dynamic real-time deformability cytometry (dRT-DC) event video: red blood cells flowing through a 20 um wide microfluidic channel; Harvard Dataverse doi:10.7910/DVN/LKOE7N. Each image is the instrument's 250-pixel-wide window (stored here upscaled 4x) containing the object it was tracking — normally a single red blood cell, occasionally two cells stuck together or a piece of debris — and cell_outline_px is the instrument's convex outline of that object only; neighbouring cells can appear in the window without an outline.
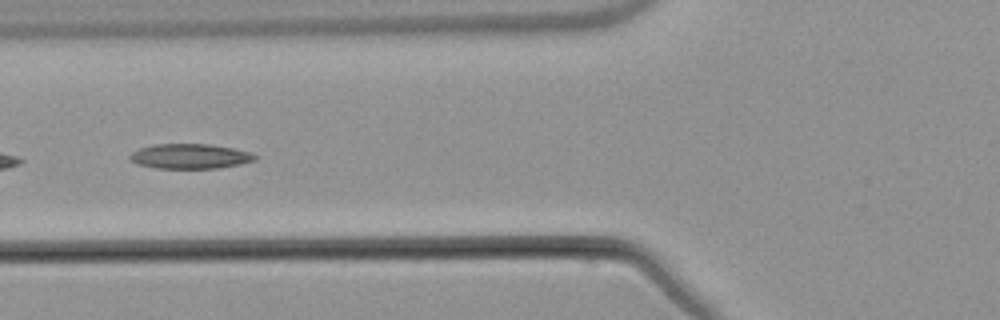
{"species": "common noctule bat (a hibernating species)", "species_latin": "Nyctalus noctula", "temperature_condition": "warm", "stored_images_in_passage": 8, "camera_frame_rate_fps": 3000, "um_per_image_px": 0.085, "animal": {"sex": "male", "body_mass_g": 21.5, "forearm_length_mm": 52.0}, "frame": {"image": 1, "passage_image": 7, "time_ms": 7.333, "image_size_px": [1000, 320], "cell_outline_px": [[256, 160], [240, 164], [220, 168], [156, 168], [136, 164], [128, 156], [132, 152], [140, 148], [156, 144], [208, 144], [232, 148], [252, 152], [256, 156]], "centroid_in_image_um": [16.16, 13.28], "position_along_channel_um": 109.6, "area_um2": 18.09}}
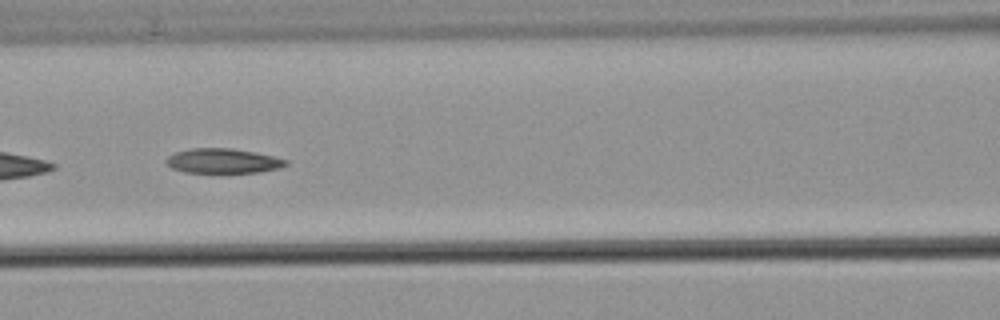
{"frame": {"image": 2, "passage_image": 8, "time_ms": 8.333, "image_size_px": [1000, 320], "cell_outline_px": [[288, 164], [280, 168], [260, 172], [184, 172], [172, 168], [164, 160], [168, 156], [176, 152], [192, 148], [228, 148], [252, 152], [272, 156], [288, 160]], "centroid_in_image_um": [18.94, 13.68], "position_along_channel_um": 147.7, "area_um2": 16.99}}